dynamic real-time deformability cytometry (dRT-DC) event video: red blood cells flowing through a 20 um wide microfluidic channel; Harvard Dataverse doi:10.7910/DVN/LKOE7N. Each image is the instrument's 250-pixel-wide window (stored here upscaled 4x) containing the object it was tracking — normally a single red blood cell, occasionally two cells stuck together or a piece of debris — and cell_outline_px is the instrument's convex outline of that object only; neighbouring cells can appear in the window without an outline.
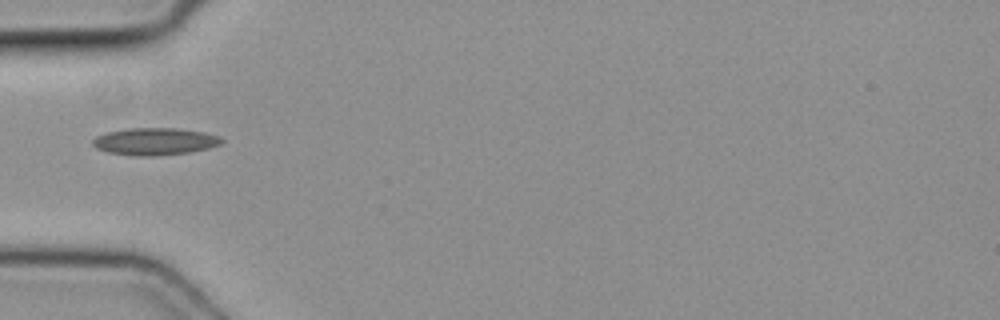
{"species": "common noctule bat (a hibernating species)", "species_latin": "Nyctalus noctula", "temperature_condition": "cold", "stored_images_in_passage": 23, "camera_frame_rate_fps": 3000, "um_per_image_px": 0.085, "animal": {"sex": "female", "body_mass_g": 19.3, "forearm_length_mm": 54.1}, "frame": {"image": 1, "passage_image": 1, "time_ms": 0.0, "image_size_px": [1000, 320], "cell_outline_px": [[224, 140], [220, 144], [208, 148], [188, 152], [152, 156], [136, 156], [108, 152], [96, 148], [92, 144], [92, 140], [96, 136], [108, 132], [128, 128], [176, 128], [204, 132], [220, 136]], "centroid_in_image_um": [13.15, 12.02], "position_along_channel_um": 71.8, "area_um2": 20.35}}
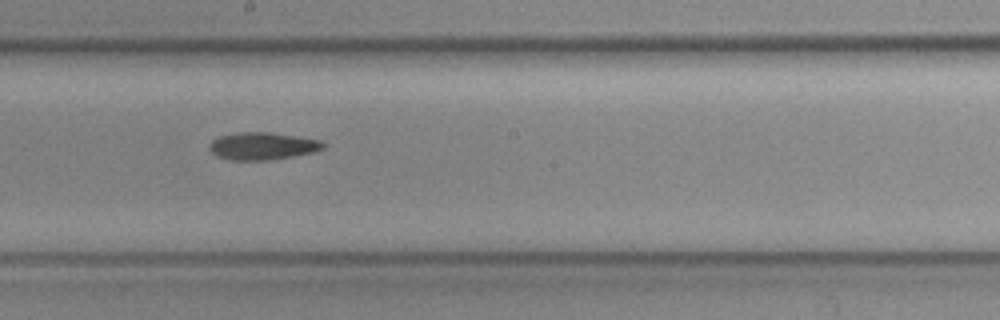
{"frame": {"image": 2, "passage_image": 12, "time_ms": 3.667, "image_size_px": [1000, 320], "cell_outline_px": [[324, 148], [312, 152], [292, 156], [268, 160], [232, 160], [216, 156], [208, 148], [208, 144], [212, 140], [220, 136], [236, 132], [268, 132], [296, 136], [320, 140], [324, 144]], "centroid_in_image_um": [22.26, 12.41], "position_along_channel_um": 225.9, "area_um2": 18.09}}
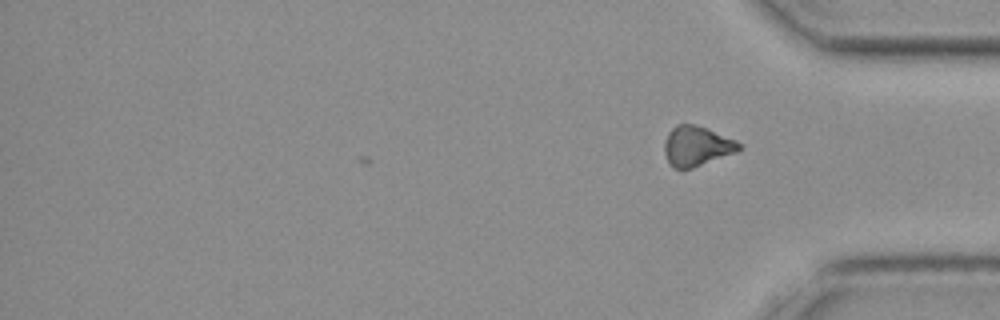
{"frame": {"image": 3, "passage_image": 23, "time_ms": 7.333, "image_size_px": [1000, 320], "cell_outline_px": [[744, 148], [736, 152], [692, 168], [672, 168], [664, 152], [664, 140], [668, 132], [676, 124], [696, 124], [736, 140], [744, 144]], "centroid_in_image_um": [59.24, 12.4], "position_along_channel_um": 376.0, "area_um2": 17.46}}